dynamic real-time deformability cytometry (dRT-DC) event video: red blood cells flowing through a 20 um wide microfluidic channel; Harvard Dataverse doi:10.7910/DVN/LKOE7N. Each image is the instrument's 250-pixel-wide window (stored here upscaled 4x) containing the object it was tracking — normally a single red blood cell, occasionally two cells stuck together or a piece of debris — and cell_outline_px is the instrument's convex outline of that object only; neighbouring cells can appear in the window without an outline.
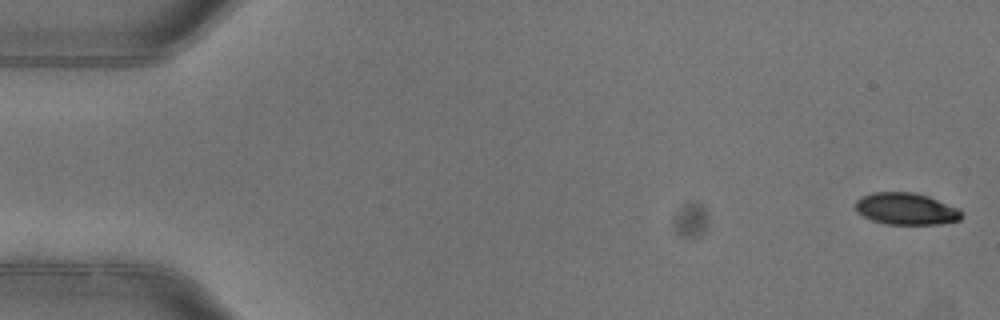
{"species": "common noctule bat (a hibernating species)", "species_latin": "Nyctalus noctula", "temperature_condition": "warm", "stored_images_in_passage": 4, "camera_frame_rate_fps": 3000, "um_per_image_px": 0.085, "animal": {"sex": "female"}, "frame": {"image": 1, "passage_image": 1, "time_ms": 0.0, "image_size_px": [1000, 320], "cell_outline_px": [[964, 216], [960, 220], [940, 224], [884, 224], [872, 220], [856, 212], [856, 200], [860, 196], [876, 192], [916, 192], [928, 196], [956, 208]], "centroid_in_image_um": [76.99, 17.75], "position_along_channel_um": 8.0, "area_um2": 19.65}}
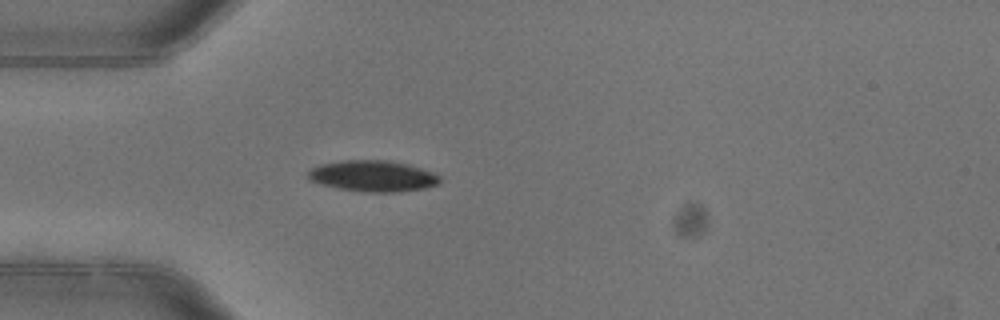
{"frame": {"image": 2, "passage_image": 4, "time_ms": 1.0, "image_size_px": [1000, 320], "cell_outline_px": [[440, 180], [436, 184], [424, 188], [400, 192], [364, 192], [340, 188], [324, 184], [312, 180], [308, 176], [308, 172], [312, 168], [320, 164], [344, 160], [388, 160], [408, 164], [432, 172], [440, 176]], "centroid_in_image_um": [31.72, 14.95], "position_along_channel_um": 53.3, "area_um2": 23.58}}